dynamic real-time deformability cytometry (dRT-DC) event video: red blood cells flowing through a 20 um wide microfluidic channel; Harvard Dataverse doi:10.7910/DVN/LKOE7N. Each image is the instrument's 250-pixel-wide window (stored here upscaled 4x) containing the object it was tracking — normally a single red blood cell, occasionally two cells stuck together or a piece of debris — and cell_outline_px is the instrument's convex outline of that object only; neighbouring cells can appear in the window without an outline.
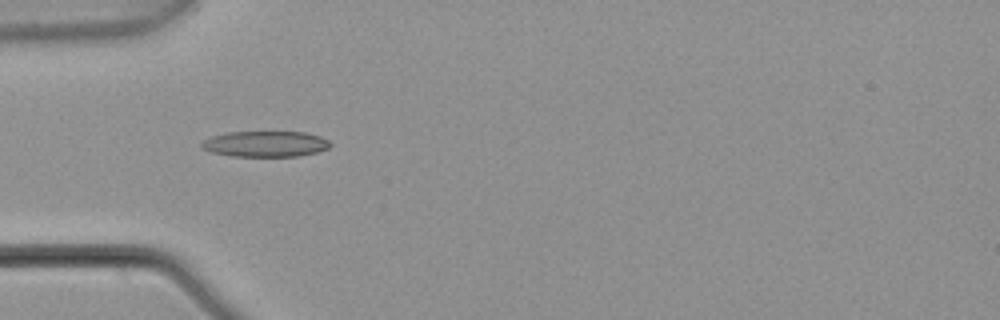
{"species": "common noctule bat (a hibernating species)", "species_latin": "Nyctalus noctula", "temperature_condition": "warm", "stored_images_in_passage": 8, "camera_frame_rate_fps": 3000, "um_per_image_px": 0.085, "animal": {"sex": "male", "body_mass_g": 21.5, "forearm_length_mm": 52.0}, "frame": {"image": 1, "passage_image": 4, "time_ms": 1.0, "image_size_px": [1000, 320], "cell_outline_px": [[332, 144], [328, 148], [316, 152], [300, 156], [232, 156], [212, 152], [200, 148], [200, 144], [204, 140], [212, 136], [228, 132], [304, 132], [320, 136], [328, 140]], "centroid_in_image_um": [22.55, 12.23], "position_along_channel_um": 62.4, "area_um2": 19.31}}
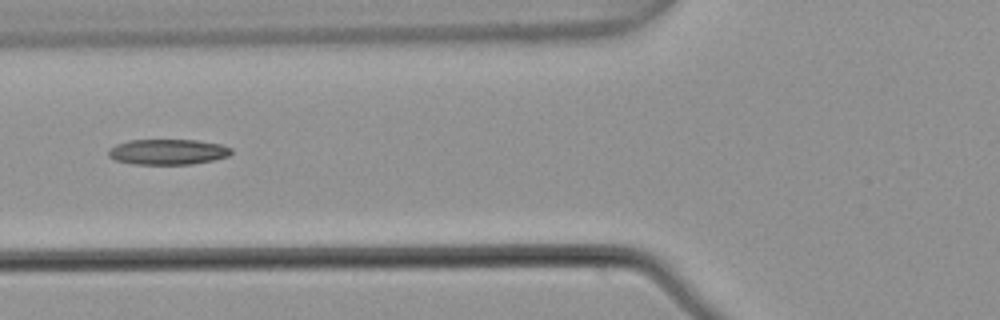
{"frame": {"image": 2, "passage_image": 5, "time_ms": 1.333, "image_size_px": [1000, 320], "cell_outline_px": [[232, 152], [228, 156], [212, 160], [192, 164], [132, 164], [116, 160], [108, 156], [108, 148], [116, 144], [128, 140], [196, 140], [220, 144], [232, 148]], "centroid_in_image_um": [14.23, 12.9], "position_along_channel_um": 111.6, "area_um2": 18.26}}
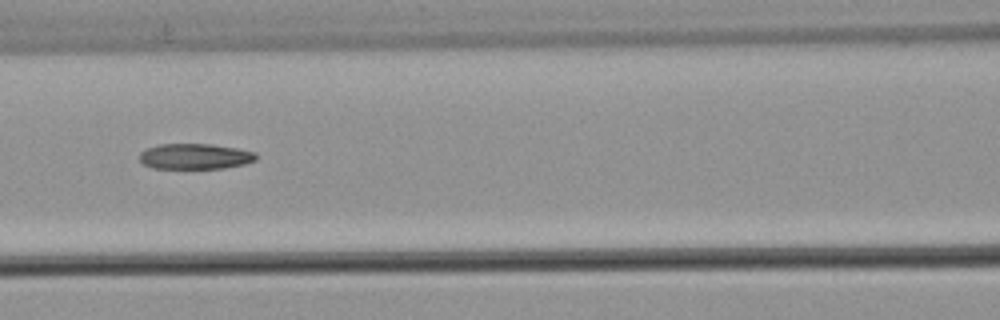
{"frame": {"image": 3, "passage_image": 6, "time_ms": 1.667, "image_size_px": [1000, 320], "cell_outline_px": [[256, 160], [244, 164], [224, 168], [152, 168], [144, 164], [140, 160], [140, 152], [148, 148], [160, 144], [212, 144], [236, 148], [256, 152]], "centroid_in_image_um": [16.59, 13.29], "position_along_channel_um": 150.0, "area_um2": 17.28}}